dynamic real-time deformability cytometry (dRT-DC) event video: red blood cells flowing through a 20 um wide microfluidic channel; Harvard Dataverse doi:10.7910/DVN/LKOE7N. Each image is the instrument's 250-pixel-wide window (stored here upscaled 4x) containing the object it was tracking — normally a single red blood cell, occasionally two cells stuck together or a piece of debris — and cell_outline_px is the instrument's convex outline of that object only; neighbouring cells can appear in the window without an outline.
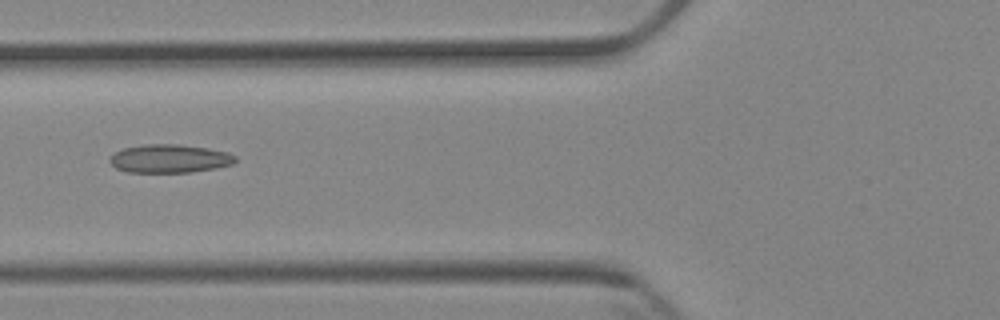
{"species": "Egyptian fruit bat (a non-hibernating species)", "species_latin": "Rousettus aegyptiacus", "temperature_condition": "cold", "stored_images_in_passage": 6, "camera_frame_rate_fps": 3000, "um_per_image_px": 0.085, "animal": {"sex": "female"}, "frame": {"image": 1, "passage_image": 6, "time_ms": 6.0, "image_size_px": [1000, 320], "cell_outline_px": [[236, 160], [232, 164], [216, 168], [192, 172], [128, 172], [116, 168], [108, 160], [116, 152], [124, 148], [144, 144], [180, 144], [208, 148], [228, 152], [236, 156]], "centroid_in_image_um": [14.44, 13.48], "position_along_channel_um": 111.4, "area_um2": 20.75}}